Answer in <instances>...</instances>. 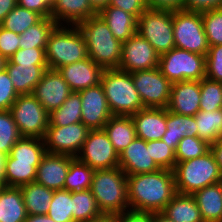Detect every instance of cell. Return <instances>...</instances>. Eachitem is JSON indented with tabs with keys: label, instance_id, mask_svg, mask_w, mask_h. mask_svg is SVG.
Here are the masks:
<instances>
[{
	"label": "cell",
	"instance_id": "1",
	"mask_svg": "<svg viewBox=\"0 0 222 222\" xmlns=\"http://www.w3.org/2000/svg\"><path fill=\"white\" fill-rule=\"evenodd\" d=\"M127 191L130 210L162 212L177 193L174 173L160 169L152 173L127 175Z\"/></svg>",
	"mask_w": 222,
	"mask_h": 222
},
{
	"label": "cell",
	"instance_id": "2",
	"mask_svg": "<svg viewBox=\"0 0 222 222\" xmlns=\"http://www.w3.org/2000/svg\"><path fill=\"white\" fill-rule=\"evenodd\" d=\"M77 27L85 38L89 58L104 69L119 67L123 42L113 36L99 14L79 22Z\"/></svg>",
	"mask_w": 222,
	"mask_h": 222
},
{
	"label": "cell",
	"instance_id": "3",
	"mask_svg": "<svg viewBox=\"0 0 222 222\" xmlns=\"http://www.w3.org/2000/svg\"><path fill=\"white\" fill-rule=\"evenodd\" d=\"M45 57L52 70L89 58L85 38L77 25L57 24L48 37Z\"/></svg>",
	"mask_w": 222,
	"mask_h": 222
},
{
	"label": "cell",
	"instance_id": "4",
	"mask_svg": "<svg viewBox=\"0 0 222 222\" xmlns=\"http://www.w3.org/2000/svg\"><path fill=\"white\" fill-rule=\"evenodd\" d=\"M90 190L102 214L116 215L130 210L127 175L119 167L95 170Z\"/></svg>",
	"mask_w": 222,
	"mask_h": 222
},
{
	"label": "cell",
	"instance_id": "5",
	"mask_svg": "<svg viewBox=\"0 0 222 222\" xmlns=\"http://www.w3.org/2000/svg\"><path fill=\"white\" fill-rule=\"evenodd\" d=\"M101 84L112 115L132 116L145 108L131 73L118 68L105 69Z\"/></svg>",
	"mask_w": 222,
	"mask_h": 222
},
{
	"label": "cell",
	"instance_id": "6",
	"mask_svg": "<svg viewBox=\"0 0 222 222\" xmlns=\"http://www.w3.org/2000/svg\"><path fill=\"white\" fill-rule=\"evenodd\" d=\"M176 192L192 195L219 182L222 173L211 151L201 157L176 162L173 169Z\"/></svg>",
	"mask_w": 222,
	"mask_h": 222
},
{
	"label": "cell",
	"instance_id": "7",
	"mask_svg": "<svg viewBox=\"0 0 222 222\" xmlns=\"http://www.w3.org/2000/svg\"><path fill=\"white\" fill-rule=\"evenodd\" d=\"M158 68L171 83L200 81L206 74V56L174 47L160 55Z\"/></svg>",
	"mask_w": 222,
	"mask_h": 222
},
{
	"label": "cell",
	"instance_id": "8",
	"mask_svg": "<svg viewBox=\"0 0 222 222\" xmlns=\"http://www.w3.org/2000/svg\"><path fill=\"white\" fill-rule=\"evenodd\" d=\"M136 32L146 39L159 55L175 47L173 11L147 8L137 19Z\"/></svg>",
	"mask_w": 222,
	"mask_h": 222
},
{
	"label": "cell",
	"instance_id": "9",
	"mask_svg": "<svg viewBox=\"0 0 222 222\" xmlns=\"http://www.w3.org/2000/svg\"><path fill=\"white\" fill-rule=\"evenodd\" d=\"M175 47L206 56L209 50L201 12L173 11Z\"/></svg>",
	"mask_w": 222,
	"mask_h": 222
},
{
	"label": "cell",
	"instance_id": "10",
	"mask_svg": "<svg viewBox=\"0 0 222 222\" xmlns=\"http://www.w3.org/2000/svg\"><path fill=\"white\" fill-rule=\"evenodd\" d=\"M10 112L21 137L44 138L49 126V113L32 94L19 95Z\"/></svg>",
	"mask_w": 222,
	"mask_h": 222
},
{
	"label": "cell",
	"instance_id": "11",
	"mask_svg": "<svg viewBox=\"0 0 222 222\" xmlns=\"http://www.w3.org/2000/svg\"><path fill=\"white\" fill-rule=\"evenodd\" d=\"M131 74L134 86L145 108H167L172 83L158 67L135 71Z\"/></svg>",
	"mask_w": 222,
	"mask_h": 222
},
{
	"label": "cell",
	"instance_id": "12",
	"mask_svg": "<svg viewBox=\"0 0 222 222\" xmlns=\"http://www.w3.org/2000/svg\"><path fill=\"white\" fill-rule=\"evenodd\" d=\"M76 158L94 170L119 167V154L104 129L89 131Z\"/></svg>",
	"mask_w": 222,
	"mask_h": 222
},
{
	"label": "cell",
	"instance_id": "13",
	"mask_svg": "<svg viewBox=\"0 0 222 222\" xmlns=\"http://www.w3.org/2000/svg\"><path fill=\"white\" fill-rule=\"evenodd\" d=\"M90 129L82 122L59 127L48 126L43 138L48 153L71 155L76 157L80 152Z\"/></svg>",
	"mask_w": 222,
	"mask_h": 222
},
{
	"label": "cell",
	"instance_id": "14",
	"mask_svg": "<svg viewBox=\"0 0 222 222\" xmlns=\"http://www.w3.org/2000/svg\"><path fill=\"white\" fill-rule=\"evenodd\" d=\"M160 55L153 46L137 32L123 42L118 69L129 73L158 67Z\"/></svg>",
	"mask_w": 222,
	"mask_h": 222
},
{
	"label": "cell",
	"instance_id": "15",
	"mask_svg": "<svg viewBox=\"0 0 222 222\" xmlns=\"http://www.w3.org/2000/svg\"><path fill=\"white\" fill-rule=\"evenodd\" d=\"M82 101L81 122L90 130L103 129L113 116L101 83L79 91Z\"/></svg>",
	"mask_w": 222,
	"mask_h": 222
},
{
	"label": "cell",
	"instance_id": "16",
	"mask_svg": "<svg viewBox=\"0 0 222 222\" xmlns=\"http://www.w3.org/2000/svg\"><path fill=\"white\" fill-rule=\"evenodd\" d=\"M72 93L58 70L47 69L34 87L32 95L48 113L59 108Z\"/></svg>",
	"mask_w": 222,
	"mask_h": 222
},
{
	"label": "cell",
	"instance_id": "17",
	"mask_svg": "<svg viewBox=\"0 0 222 222\" xmlns=\"http://www.w3.org/2000/svg\"><path fill=\"white\" fill-rule=\"evenodd\" d=\"M104 70L91 58H86L60 67L58 72L67 82L72 92H79L101 83Z\"/></svg>",
	"mask_w": 222,
	"mask_h": 222
},
{
	"label": "cell",
	"instance_id": "18",
	"mask_svg": "<svg viewBox=\"0 0 222 222\" xmlns=\"http://www.w3.org/2000/svg\"><path fill=\"white\" fill-rule=\"evenodd\" d=\"M74 158L71 155L46 152L37 167L35 182L54 191L64 189L70 162Z\"/></svg>",
	"mask_w": 222,
	"mask_h": 222
},
{
	"label": "cell",
	"instance_id": "19",
	"mask_svg": "<svg viewBox=\"0 0 222 222\" xmlns=\"http://www.w3.org/2000/svg\"><path fill=\"white\" fill-rule=\"evenodd\" d=\"M119 168L126 175L152 173L161 169L151 158L147 142L138 137L119 154Z\"/></svg>",
	"mask_w": 222,
	"mask_h": 222
},
{
	"label": "cell",
	"instance_id": "20",
	"mask_svg": "<svg viewBox=\"0 0 222 222\" xmlns=\"http://www.w3.org/2000/svg\"><path fill=\"white\" fill-rule=\"evenodd\" d=\"M200 100V81L175 82L166 109L179 115L195 116L200 110Z\"/></svg>",
	"mask_w": 222,
	"mask_h": 222
},
{
	"label": "cell",
	"instance_id": "21",
	"mask_svg": "<svg viewBox=\"0 0 222 222\" xmlns=\"http://www.w3.org/2000/svg\"><path fill=\"white\" fill-rule=\"evenodd\" d=\"M136 137L144 141L161 140L167 131L166 108H144L131 116Z\"/></svg>",
	"mask_w": 222,
	"mask_h": 222
},
{
	"label": "cell",
	"instance_id": "22",
	"mask_svg": "<svg viewBox=\"0 0 222 222\" xmlns=\"http://www.w3.org/2000/svg\"><path fill=\"white\" fill-rule=\"evenodd\" d=\"M97 14L89 0H54L50 17L57 24L77 25Z\"/></svg>",
	"mask_w": 222,
	"mask_h": 222
},
{
	"label": "cell",
	"instance_id": "23",
	"mask_svg": "<svg viewBox=\"0 0 222 222\" xmlns=\"http://www.w3.org/2000/svg\"><path fill=\"white\" fill-rule=\"evenodd\" d=\"M4 68L18 95L32 94L44 72L49 69L48 65L11 64L8 60Z\"/></svg>",
	"mask_w": 222,
	"mask_h": 222
},
{
	"label": "cell",
	"instance_id": "24",
	"mask_svg": "<svg viewBox=\"0 0 222 222\" xmlns=\"http://www.w3.org/2000/svg\"><path fill=\"white\" fill-rule=\"evenodd\" d=\"M203 222H222V192L219 183L206 186L192 194Z\"/></svg>",
	"mask_w": 222,
	"mask_h": 222
},
{
	"label": "cell",
	"instance_id": "25",
	"mask_svg": "<svg viewBox=\"0 0 222 222\" xmlns=\"http://www.w3.org/2000/svg\"><path fill=\"white\" fill-rule=\"evenodd\" d=\"M107 23L113 36L121 42L127 41L136 33L137 19L124 10L107 6L98 13Z\"/></svg>",
	"mask_w": 222,
	"mask_h": 222
},
{
	"label": "cell",
	"instance_id": "26",
	"mask_svg": "<svg viewBox=\"0 0 222 222\" xmlns=\"http://www.w3.org/2000/svg\"><path fill=\"white\" fill-rule=\"evenodd\" d=\"M184 136L198 137L195 117L179 115L167 109V131L161 140L175 151Z\"/></svg>",
	"mask_w": 222,
	"mask_h": 222
},
{
	"label": "cell",
	"instance_id": "27",
	"mask_svg": "<svg viewBox=\"0 0 222 222\" xmlns=\"http://www.w3.org/2000/svg\"><path fill=\"white\" fill-rule=\"evenodd\" d=\"M27 212L20 188H0V222H24Z\"/></svg>",
	"mask_w": 222,
	"mask_h": 222
},
{
	"label": "cell",
	"instance_id": "28",
	"mask_svg": "<svg viewBox=\"0 0 222 222\" xmlns=\"http://www.w3.org/2000/svg\"><path fill=\"white\" fill-rule=\"evenodd\" d=\"M162 213L174 222H203L198 205L190 194L176 193Z\"/></svg>",
	"mask_w": 222,
	"mask_h": 222
},
{
	"label": "cell",
	"instance_id": "29",
	"mask_svg": "<svg viewBox=\"0 0 222 222\" xmlns=\"http://www.w3.org/2000/svg\"><path fill=\"white\" fill-rule=\"evenodd\" d=\"M103 129L118 154L127 148L136 138L135 127L131 116L113 115L104 125Z\"/></svg>",
	"mask_w": 222,
	"mask_h": 222
},
{
	"label": "cell",
	"instance_id": "30",
	"mask_svg": "<svg viewBox=\"0 0 222 222\" xmlns=\"http://www.w3.org/2000/svg\"><path fill=\"white\" fill-rule=\"evenodd\" d=\"M25 203L27 215L47 214L54 190L48 189L36 182L19 187Z\"/></svg>",
	"mask_w": 222,
	"mask_h": 222
},
{
	"label": "cell",
	"instance_id": "31",
	"mask_svg": "<svg viewBox=\"0 0 222 222\" xmlns=\"http://www.w3.org/2000/svg\"><path fill=\"white\" fill-rule=\"evenodd\" d=\"M81 117V95L79 92H72L59 108L49 113V126L63 127L80 123Z\"/></svg>",
	"mask_w": 222,
	"mask_h": 222
},
{
	"label": "cell",
	"instance_id": "32",
	"mask_svg": "<svg viewBox=\"0 0 222 222\" xmlns=\"http://www.w3.org/2000/svg\"><path fill=\"white\" fill-rule=\"evenodd\" d=\"M37 167L33 166V162L15 161L8 155L5 161V186L19 188L35 182Z\"/></svg>",
	"mask_w": 222,
	"mask_h": 222
},
{
	"label": "cell",
	"instance_id": "33",
	"mask_svg": "<svg viewBox=\"0 0 222 222\" xmlns=\"http://www.w3.org/2000/svg\"><path fill=\"white\" fill-rule=\"evenodd\" d=\"M72 213L75 222H92L103 215L90 189L72 192Z\"/></svg>",
	"mask_w": 222,
	"mask_h": 222
},
{
	"label": "cell",
	"instance_id": "34",
	"mask_svg": "<svg viewBox=\"0 0 222 222\" xmlns=\"http://www.w3.org/2000/svg\"><path fill=\"white\" fill-rule=\"evenodd\" d=\"M194 117L200 139L212 144L222 137V108L212 112L199 110Z\"/></svg>",
	"mask_w": 222,
	"mask_h": 222
},
{
	"label": "cell",
	"instance_id": "35",
	"mask_svg": "<svg viewBox=\"0 0 222 222\" xmlns=\"http://www.w3.org/2000/svg\"><path fill=\"white\" fill-rule=\"evenodd\" d=\"M45 153L46 150L43 139L21 137L11 149L9 155L15 159V161L33 162V166H39Z\"/></svg>",
	"mask_w": 222,
	"mask_h": 222
},
{
	"label": "cell",
	"instance_id": "36",
	"mask_svg": "<svg viewBox=\"0 0 222 222\" xmlns=\"http://www.w3.org/2000/svg\"><path fill=\"white\" fill-rule=\"evenodd\" d=\"M57 23L51 18H42L20 35L19 48H46L48 37Z\"/></svg>",
	"mask_w": 222,
	"mask_h": 222
},
{
	"label": "cell",
	"instance_id": "37",
	"mask_svg": "<svg viewBox=\"0 0 222 222\" xmlns=\"http://www.w3.org/2000/svg\"><path fill=\"white\" fill-rule=\"evenodd\" d=\"M95 170L76 157L70 162L64 189L69 192L88 190L91 187Z\"/></svg>",
	"mask_w": 222,
	"mask_h": 222
},
{
	"label": "cell",
	"instance_id": "38",
	"mask_svg": "<svg viewBox=\"0 0 222 222\" xmlns=\"http://www.w3.org/2000/svg\"><path fill=\"white\" fill-rule=\"evenodd\" d=\"M43 17L35 11L16 5L0 23L6 30L21 35L30 26L38 23Z\"/></svg>",
	"mask_w": 222,
	"mask_h": 222
},
{
	"label": "cell",
	"instance_id": "39",
	"mask_svg": "<svg viewBox=\"0 0 222 222\" xmlns=\"http://www.w3.org/2000/svg\"><path fill=\"white\" fill-rule=\"evenodd\" d=\"M55 222H75L72 213V192L55 190L47 213Z\"/></svg>",
	"mask_w": 222,
	"mask_h": 222
},
{
	"label": "cell",
	"instance_id": "40",
	"mask_svg": "<svg viewBox=\"0 0 222 222\" xmlns=\"http://www.w3.org/2000/svg\"><path fill=\"white\" fill-rule=\"evenodd\" d=\"M200 110L212 112L222 108V82L203 78L200 80Z\"/></svg>",
	"mask_w": 222,
	"mask_h": 222
},
{
	"label": "cell",
	"instance_id": "41",
	"mask_svg": "<svg viewBox=\"0 0 222 222\" xmlns=\"http://www.w3.org/2000/svg\"><path fill=\"white\" fill-rule=\"evenodd\" d=\"M20 138L10 110L0 111V152L8 156Z\"/></svg>",
	"mask_w": 222,
	"mask_h": 222
},
{
	"label": "cell",
	"instance_id": "42",
	"mask_svg": "<svg viewBox=\"0 0 222 222\" xmlns=\"http://www.w3.org/2000/svg\"><path fill=\"white\" fill-rule=\"evenodd\" d=\"M210 151V144L199 137L184 136L175 150L176 162L201 157Z\"/></svg>",
	"mask_w": 222,
	"mask_h": 222
},
{
	"label": "cell",
	"instance_id": "43",
	"mask_svg": "<svg viewBox=\"0 0 222 222\" xmlns=\"http://www.w3.org/2000/svg\"><path fill=\"white\" fill-rule=\"evenodd\" d=\"M209 47L222 45V8L201 12Z\"/></svg>",
	"mask_w": 222,
	"mask_h": 222
},
{
	"label": "cell",
	"instance_id": "44",
	"mask_svg": "<svg viewBox=\"0 0 222 222\" xmlns=\"http://www.w3.org/2000/svg\"><path fill=\"white\" fill-rule=\"evenodd\" d=\"M147 147H150L151 158L161 169L173 171L176 165V156L172 148L162 140L148 141Z\"/></svg>",
	"mask_w": 222,
	"mask_h": 222
},
{
	"label": "cell",
	"instance_id": "45",
	"mask_svg": "<svg viewBox=\"0 0 222 222\" xmlns=\"http://www.w3.org/2000/svg\"><path fill=\"white\" fill-rule=\"evenodd\" d=\"M205 78L222 82V45L209 47L206 55Z\"/></svg>",
	"mask_w": 222,
	"mask_h": 222
},
{
	"label": "cell",
	"instance_id": "46",
	"mask_svg": "<svg viewBox=\"0 0 222 222\" xmlns=\"http://www.w3.org/2000/svg\"><path fill=\"white\" fill-rule=\"evenodd\" d=\"M11 64L47 65L45 48L18 49L7 59Z\"/></svg>",
	"mask_w": 222,
	"mask_h": 222
},
{
	"label": "cell",
	"instance_id": "47",
	"mask_svg": "<svg viewBox=\"0 0 222 222\" xmlns=\"http://www.w3.org/2000/svg\"><path fill=\"white\" fill-rule=\"evenodd\" d=\"M6 69L0 71V111L10 110L18 97Z\"/></svg>",
	"mask_w": 222,
	"mask_h": 222
},
{
	"label": "cell",
	"instance_id": "48",
	"mask_svg": "<svg viewBox=\"0 0 222 222\" xmlns=\"http://www.w3.org/2000/svg\"><path fill=\"white\" fill-rule=\"evenodd\" d=\"M20 35L0 26V55L7 60L19 49Z\"/></svg>",
	"mask_w": 222,
	"mask_h": 222
},
{
	"label": "cell",
	"instance_id": "49",
	"mask_svg": "<svg viewBox=\"0 0 222 222\" xmlns=\"http://www.w3.org/2000/svg\"><path fill=\"white\" fill-rule=\"evenodd\" d=\"M132 14L136 19L148 8L146 0H110V5Z\"/></svg>",
	"mask_w": 222,
	"mask_h": 222
},
{
	"label": "cell",
	"instance_id": "50",
	"mask_svg": "<svg viewBox=\"0 0 222 222\" xmlns=\"http://www.w3.org/2000/svg\"><path fill=\"white\" fill-rule=\"evenodd\" d=\"M17 5L35 11L43 18L51 15L52 2L50 0H17Z\"/></svg>",
	"mask_w": 222,
	"mask_h": 222
},
{
	"label": "cell",
	"instance_id": "51",
	"mask_svg": "<svg viewBox=\"0 0 222 222\" xmlns=\"http://www.w3.org/2000/svg\"><path fill=\"white\" fill-rule=\"evenodd\" d=\"M222 8V0H184L183 10L203 12Z\"/></svg>",
	"mask_w": 222,
	"mask_h": 222
},
{
	"label": "cell",
	"instance_id": "52",
	"mask_svg": "<svg viewBox=\"0 0 222 222\" xmlns=\"http://www.w3.org/2000/svg\"><path fill=\"white\" fill-rule=\"evenodd\" d=\"M147 7L159 10H183L184 0H146Z\"/></svg>",
	"mask_w": 222,
	"mask_h": 222
},
{
	"label": "cell",
	"instance_id": "53",
	"mask_svg": "<svg viewBox=\"0 0 222 222\" xmlns=\"http://www.w3.org/2000/svg\"><path fill=\"white\" fill-rule=\"evenodd\" d=\"M119 222H152V213L127 210L118 214Z\"/></svg>",
	"mask_w": 222,
	"mask_h": 222
},
{
	"label": "cell",
	"instance_id": "54",
	"mask_svg": "<svg viewBox=\"0 0 222 222\" xmlns=\"http://www.w3.org/2000/svg\"><path fill=\"white\" fill-rule=\"evenodd\" d=\"M210 151L213 153L215 161L222 173V137L210 144Z\"/></svg>",
	"mask_w": 222,
	"mask_h": 222
},
{
	"label": "cell",
	"instance_id": "55",
	"mask_svg": "<svg viewBox=\"0 0 222 222\" xmlns=\"http://www.w3.org/2000/svg\"><path fill=\"white\" fill-rule=\"evenodd\" d=\"M16 5L17 0H0V23Z\"/></svg>",
	"mask_w": 222,
	"mask_h": 222
},
{
	"label": "cell",
	"instance_id": "56",
	"mask_svg": "<svg viewBox=\"0 0 222 222\" xmlns=\"http://www.w3.org/2000/svg\"><path fill=\"white\" fill-rule=\"evenodd\" d=\"M24 222H55L47 214L39 215H27V218Z\"/></svg>",
	"mask_w": 222,
	"mask_h": 222
},
{
	"label": "cell",
	"instance_id": "57",
	"mask_svg": "<svg viewBox=\"0 0 222 222\" xmlns=\"http://www.w3.org/2000/svg\"><path fill=\"white\" fill-rule=\"evenodd\" d=\"M89 3L99 13L103 8L110 5V0H89Z\"/></svg>",
	"mask_w": 222,
	"mask_h": 222
},
{
	"label": "cell",
	"instance_id": "58",
	"mask_svg": "<svg viewBox=\"0 0 222 222\" xmlns=\"http://www.w3.org/2000/svg\"><path fill=\"white\" fill-rule=\"evenodd\" d=\"M7 155L0 152V184L5 186V161Z\"/></svg>",
	"mask_w": 222,
	"mask_h": 222
},
{
	"label": "cell",
	"instance_id": "59",
	"mask_svg": "<svg viewBox=\"0 0 222 222\" xmlns=\"http://www.w3.org/2000/svg\"><path fill=\"white\" fill-rule=\"evenodd\" d=\"M92 222H119L118 214L116 215L103 214L101 217L97 218L96 220H93Z\"/></svg>",
	"mask_w": 222,
	"mask_h": 222
},
{
	"label": "cell",
	"instance_id": "60",
	"mask_svg": "<svg viewBox=\"0 0 222 222\" xmlns=\"http://www.w3.org/2000/svg\"><path fill=\"white\" fill-rule=\"evenodd\" d=\"M152 222H174L162 212L152 213Z\"/></svg>",
	"mask_w": 222,
	"mask_h": 222
},
{
	"label": "cell",
	"instance_id": "61",
	"mask_svg": "<svg viewBox=\"0 0 222 222\" xmlns=\"http://www.w3.org/2000/svg\"><path fill=\"white\" fill-rule=\"evenodd\" d=\"M6 60L0 55V71L4 69Z\"/></svg>",
	"mask_w": 222,
	"mask_h": 222
},
{
	"label": "cell",
	"instance_id": "62",
	"mask_svg": "<svg viewBox=\"0 0 222 222\" xmlns=\"http://www.w3.org/2000/svg\"><path fill=\"white\" fill-rule=\"evenodd\" d=\"M219 185H220V188H221V192H222V177H221V179L219 180Z\"/></svg>",
	"mask_w": 222,
	"mask_h": 222
}]
</instances>
